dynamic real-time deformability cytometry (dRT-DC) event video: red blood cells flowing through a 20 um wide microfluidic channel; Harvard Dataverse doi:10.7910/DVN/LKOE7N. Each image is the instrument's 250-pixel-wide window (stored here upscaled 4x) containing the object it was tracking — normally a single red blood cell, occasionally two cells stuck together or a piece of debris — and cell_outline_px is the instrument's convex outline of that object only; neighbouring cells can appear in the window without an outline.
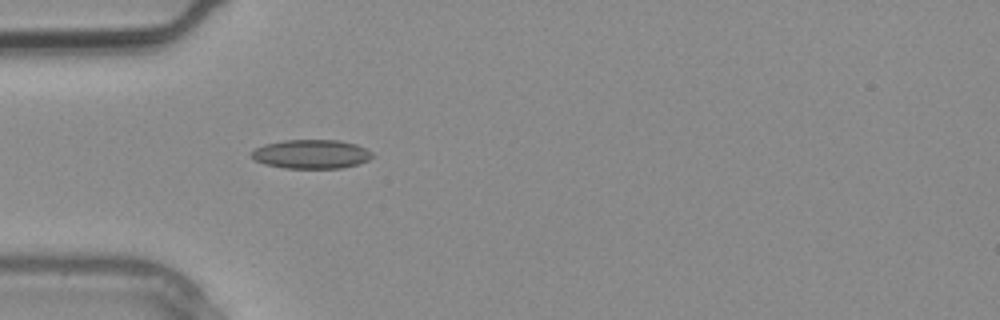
{"species": "common noctule bat (a hibernating species)", "species_latin": "Nyctalus noctula", "temperature_condition": "warm", "stored_images_in_passage": 1, "camera_frame_rate_fps": 3000, "um_per_image_px": 0.085, "animal": {"sex": "male", "body_mass_g": 20.4}, "frame": {"image": 1, "passage_image": 1, "time_ms": 0.0, "image_size_px": [1000, 320], "cell_outline_px": [[372, 156], [368, 160], [356, 164], [340, 168], [284, 168], [264, 164], [256, 160], [252, 156], [252, 152], [256, 148], [264, 144], [284, 140], [336, 140], [356, 144], [372, 152]], "centroid_in_image_um": [26.44, 13.1], "position_along_channel_um": 58.6, "area_um2": 20.17}}